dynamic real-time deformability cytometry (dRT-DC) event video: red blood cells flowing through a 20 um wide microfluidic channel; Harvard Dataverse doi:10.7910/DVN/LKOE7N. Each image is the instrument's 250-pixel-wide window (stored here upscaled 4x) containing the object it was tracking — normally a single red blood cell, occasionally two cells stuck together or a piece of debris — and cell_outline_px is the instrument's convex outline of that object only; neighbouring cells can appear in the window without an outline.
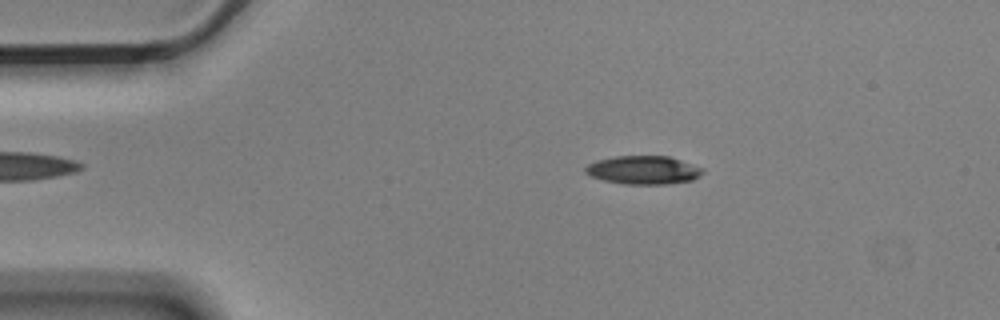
{"species": "Egyptian fruit bat (a non-hibernating species)", "species_latin": "Rousettus aegyptiacus", "temperature_condition": "cold", "stored_images_in_passage": 56, "camera_frame_rate_fps": 3000, "um_per_image_px": 0.085, "animal": {"sex": "male"}, "frame": {"image": 1, "passage_image": 10, "time_ms": 3.0, "image_size_px": [1000, 320], "cell_outline_px": [[704, 172], [700, 176], [692, 180], [668, 184], [624, 184], [604, 180], [592, 176], [584, 172], [584, 168], [588, 164], [596, 160], [616, 156], [668, 156], [704, 168]], "centroid_in_image_um": [54.69, 14.45], "position_along_channel_um": 30.3, "area_um2": 19.42}}
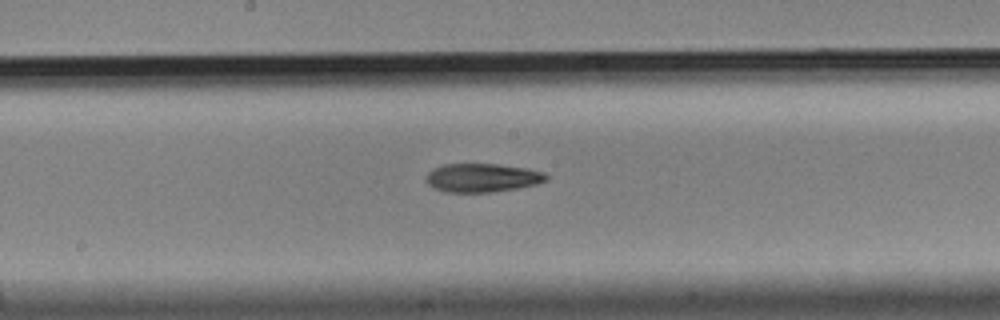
{"frame": {"image": 2, "passage_image": 29, "time_ms": 9.333, "image_size_px": [1000, 320], "cell_outline_px": [[548, 180], [536, 184], [516, 188], [492, 192], [444, 192], [428, 184], [424, 180], [424, 176], [432, 168], [444, 164], [496, 164], [524, 168], [544, 172], [548, 176]], "centroid_in_image_um": [40.94, 15.11], "position_along_channel_um": 207.3, "area_um2": 20.06}}
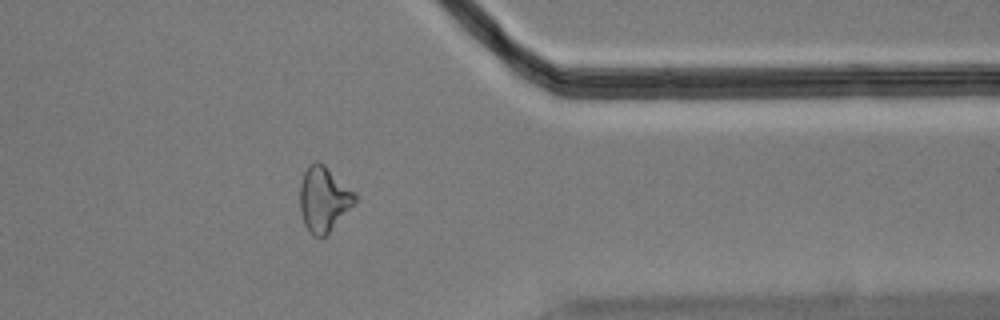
{"frame": {"image": 3, "passage_image": 45, "time_ms": 14.667, "image_size_px": [1000, 320], "cell_outline_px": [[356, 200], [328, 232], [324, 236], [316, 236], [304, 224], [300, 212], [300, 184], [304, 172], [308, 164], [316, 160], [324, 164], [356, 192]], "centroid_in_image_um": [27.49, 16.85], "position_along_channel_um": 383.9, "area_um2": 20.46}, "authors_computed_cell_mechanics": {"area_um2": 20.4612, "velocity_mm_per_s": 3.5457, "shape_relaxation_time_tau1_ms": 10.8854, "shape_relaxation_time_tau2_ms": 5.9833, "deformation_change_tau1": 0.1953, "deformation_change_tau2": 0.1638}}